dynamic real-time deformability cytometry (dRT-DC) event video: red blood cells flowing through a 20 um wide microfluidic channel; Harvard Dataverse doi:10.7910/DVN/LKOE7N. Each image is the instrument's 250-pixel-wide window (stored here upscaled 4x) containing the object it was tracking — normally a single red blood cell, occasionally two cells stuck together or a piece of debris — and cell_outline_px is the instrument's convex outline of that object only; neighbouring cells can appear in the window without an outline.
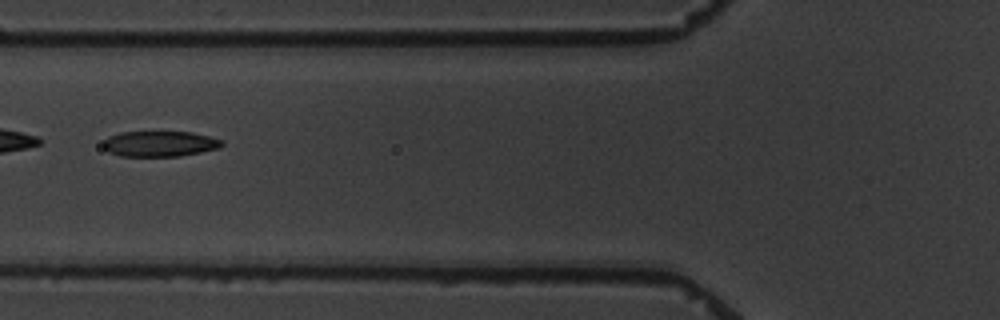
{"species": "common noctule bat (a hibernating species)", "species_latin": "Nyctalus noctula", "temperature_condition": "warm", "stored_images_in_passage": 8, "camera_frame_rate_fps": 3000, "um_per_image_px": 0.085, "animal": {"sex": "male", "body_mass_g": 19.5, "forearm_length_mm": 54.6}, "frame": {"image": 1, "passage_image": 7, "time_ms": 7.0, "image_size_px": [1000, 320], "cell_outline_px": [[224, 144], [220, 148], [180, 156], [120, 156], [108, 152], [104, 148], [104, 140], [108, 136], [120, 132], [192, 132], [224, 140]], "centroid_in_image_um": [13.59, 12.22], "position_along_channel_um": 112.2, "area_um2": 17.74}}
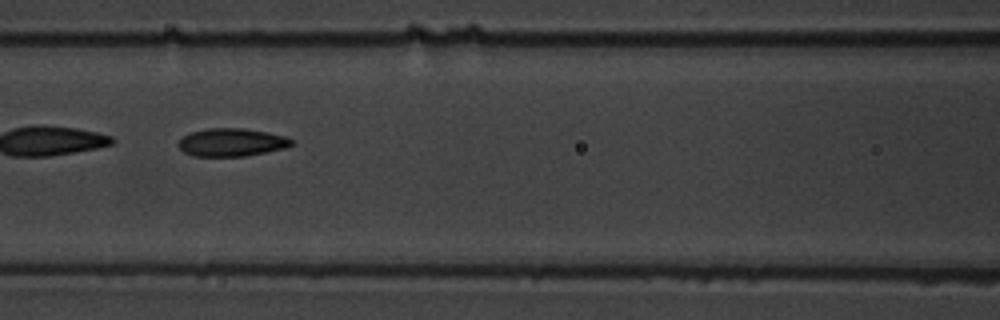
{"frame": {"image": 2, "passage_image": 8, "time_ms": 8.0, "image_size_px": [1000, 320], "cell_outline_px": [[292, 144], [284, 148], [244, 156], [192, 156], [184, 152], [176, 144], [184, 136], [192, 132], [208, 128], [244, 128], [268, 132], [284, 136], [292, 140]], "centroid_in_image_um": [19.65, 12.09], "position_along_channel_um": 146.9, "area_um2": 18.26}}